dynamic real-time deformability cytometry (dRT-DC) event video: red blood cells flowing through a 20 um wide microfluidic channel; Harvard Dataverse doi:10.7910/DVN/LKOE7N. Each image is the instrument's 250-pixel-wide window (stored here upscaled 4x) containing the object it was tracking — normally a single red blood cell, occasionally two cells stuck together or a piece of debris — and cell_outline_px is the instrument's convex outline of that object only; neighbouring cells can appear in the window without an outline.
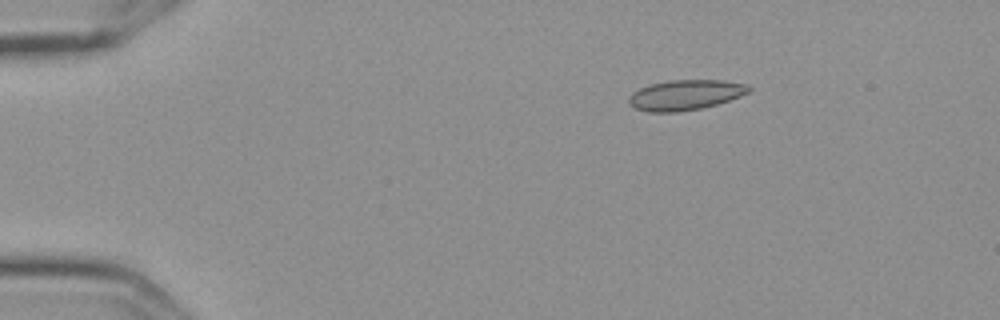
{"species": "Egyptian fruit bat (a non-hibernating species)", "species_latin": "Rousettus aegyptiacus", "temperature_condition": "cold", "stored_images_in_passage": 4, "camera_frame_rate_fps": 3000, "um_per_image_px": 0.085, "frame": {"image": 1, "passage_image": 1, "time_ms": 0.0, "image_size_px": [1000, 320], "cell_outline_px": [[752, 88], [748, 92], [740, 96], [716, 104], [700, 108], [676, 112], [648, 112], [632, 108], [628, 104], [628, 96], [632, 92], [648, 84], [668, 80], [724, 80], [748, 84]], "centroid_in_image_um": [58.2, 8.06], "position_along_channel_um": 26.8, "area_um2": 21.33}}
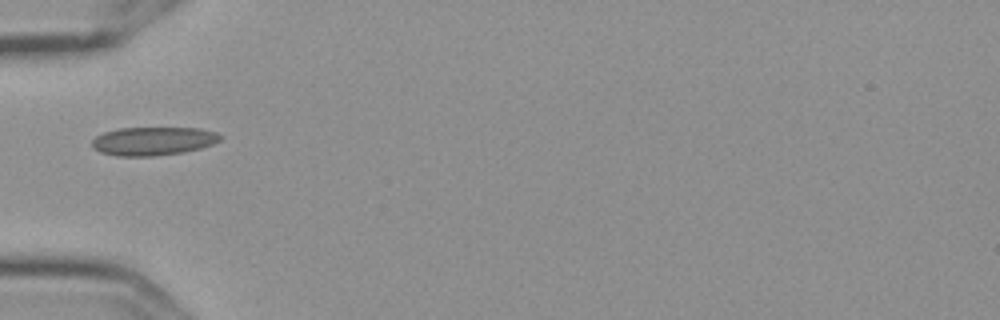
{"frame": {"image": 2, "passage_image": 4, "time_ms": 1.0, "image_size_px": [1000, 320], "cell_outline_px": [[220, 140], [212, 144], [200, 148], [184, 152], [152, 156], [116, 156], [100, 152], [92, 148], [92, 140], [96, 136], [104, 132], [120, 128], [200, 128], [216, 132], [220, 136]], "centroid_in_image_um": [12.99, 11.99], "position_along_channel_um": 72.0, "area_um2": 21.21}}